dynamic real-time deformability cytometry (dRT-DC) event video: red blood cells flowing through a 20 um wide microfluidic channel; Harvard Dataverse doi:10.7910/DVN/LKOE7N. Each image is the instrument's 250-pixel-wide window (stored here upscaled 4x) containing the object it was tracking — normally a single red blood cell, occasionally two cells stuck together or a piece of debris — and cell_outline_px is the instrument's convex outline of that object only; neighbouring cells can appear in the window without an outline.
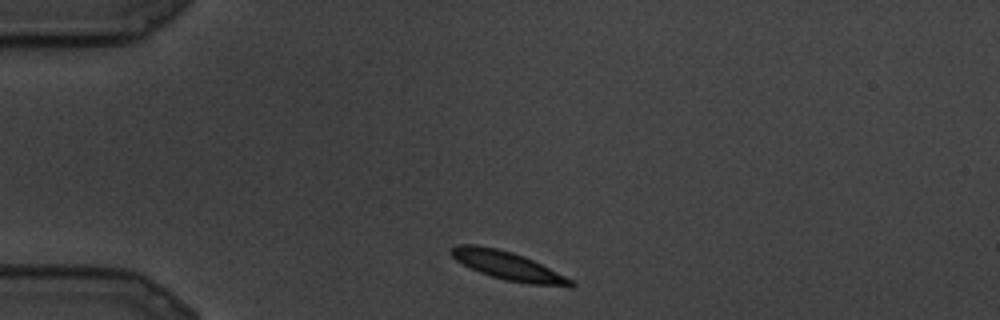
{"species": "common noctule bat (a hibernating species)", "species_latin": "Nyctalus noctula", "temperature_condition": "cold", "stored_images_in_passage": 5, "camera_frame_rate_fps": 3000, "um_per_image_px": 0.085, "animal": {"sex": "male", "body_mass_g": 19.5, "forearm_length_mm": 54.6}, "frame": {"image": 1, "passage_image": 1, "time_ms": 0.0, "image_size_px": [1000, 320], "cell_outline_px": [[576, 284], [572, 288], [528, 284], [504, 280], [480, 272], [456, 260], [448, 252], [448, 248], [456, 244], [476, 244], [496, 248], [512, 252], [524, 256], [572, 280]], "centroid_in_image_um": [43.15, 22.59], "position_along_channel_um": 41.8, "area_um2": 19.83}}
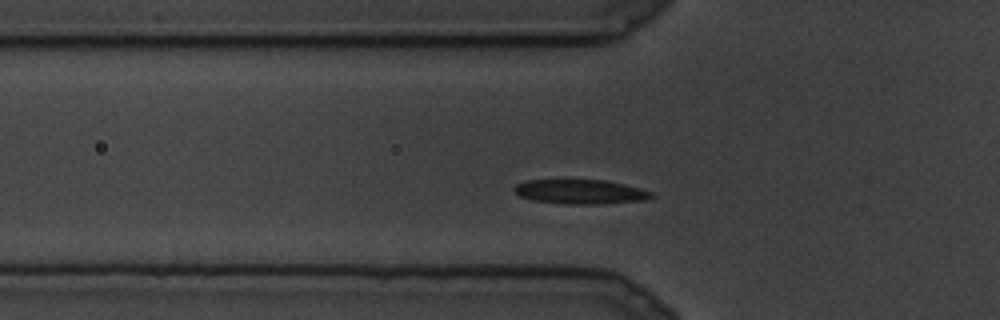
{"frame": {"image": 2, "passage_image": 4, "time_ms": 1.0, "image_size_px": [1000, 320], "cell_outline_px": [[656, 196], [644, 200], [596, 204], [568, 204], [532, 200], [520, 196], [512, 188], [516, 184], [524, 180], [604, 180], [624, 184], [640, 188], [652, 192]], "centroid_in_image_um": [49.32, 16.29], "position_along_channel_um": 76.5, "area_um2": 19.48}}